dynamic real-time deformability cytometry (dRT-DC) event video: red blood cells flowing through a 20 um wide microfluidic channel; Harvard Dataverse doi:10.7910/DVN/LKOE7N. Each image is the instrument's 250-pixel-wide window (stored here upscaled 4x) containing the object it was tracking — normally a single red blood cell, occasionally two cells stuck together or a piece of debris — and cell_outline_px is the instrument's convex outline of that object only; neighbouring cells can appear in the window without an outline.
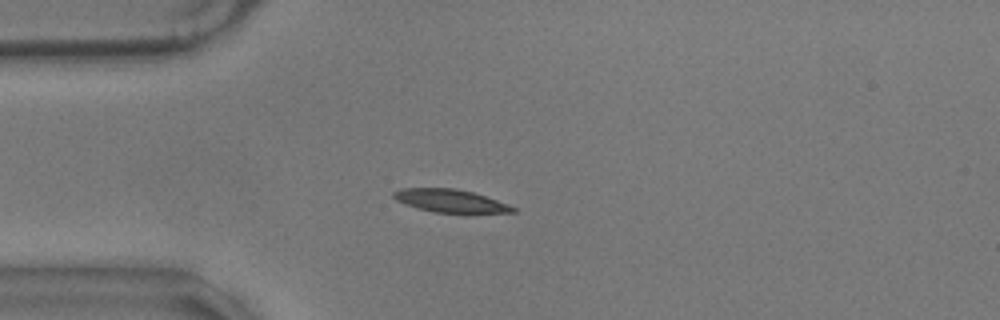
{"species": "common noctule bat (a hibernating species)", "species_latin": "Nyctalus noctula", "temperature_condition": "warm", "stored_images_in_passage": 55, "camera_frame_rate_fps": 3000, "um_per_image_px": 0.085, "animal": {"sex": "male", "body_mass_g": 17.9}, "frame": {"image": 1, "passage_image": 12, "time_ms": 3.667, "image_size_px": [1000, 320], "cell_outline_px": [[516, 212], [432, 212], [404, 204], [396, 200], [392, 196], [392, 192], [400, 188], [456, 188], [472, 192], [508, 204], [516, 208]], "centroid_in_image_um": [38.21, 17.05], "position_along_channel_um": 46.8, "area_um2": 15.72}}
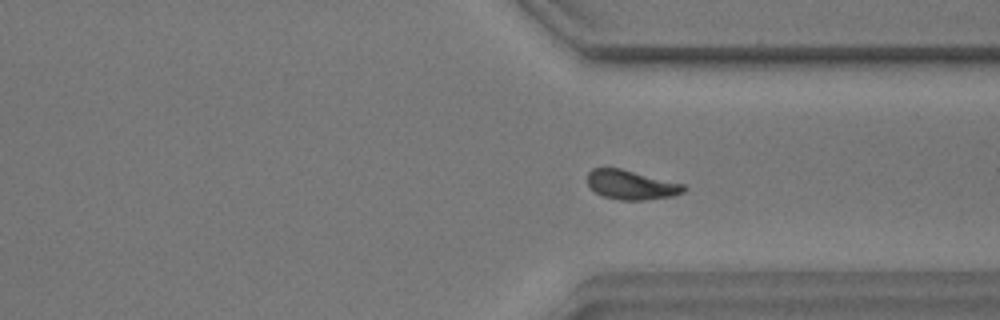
{"frame": {"image": 2, "passage_image": 40, "time_ms": 13.0, "image_size_px": [1000, 320], "cell_outline_px": [[688, 188], [684, 192], [672, 196], [644, 200], [620, 200], [604, 196], [596, 192], [588, 184], [588, 172], [592, 168], [620, 168], [684, 184]], "centroid_in_image_um": [53.68, 15.71], "position_along_channel_um": 357.7, "area_um2": 16.36}}
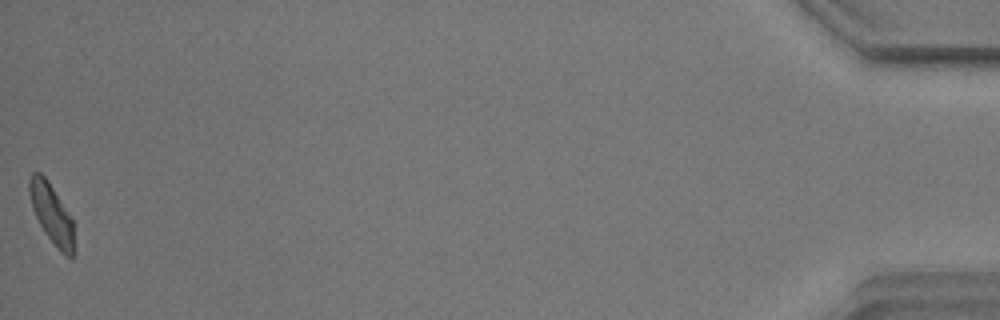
{"frame": {"image": 3, "passage_image": 55, "time_ms": 18.0, "image_size_px": [1000, 320], "cell_outline_px": [[76, 252], [72, 256], [64, 256], [56, 248], [44, 232], [32, 208], [28, 192], [28, 180], [32, 172], [40, 172], [48, 180], [72, 220]], "centroid_in_image_um": [4.38, 18.2], "position_along_channel_um": 430.8, "area_um2": 15.66}, "authors_computed_cell_mechanics": {"area_um2": 16.184, "velocity_mm_per_s": 3.4754, "shape_relaxation_time_tau1_ms": 2.5909, "shape_relaxation_time_tau2_ms": 3.4915, "deformation_change_tau1": 0.1553, "deformation_change_tau2": 0.0997}}